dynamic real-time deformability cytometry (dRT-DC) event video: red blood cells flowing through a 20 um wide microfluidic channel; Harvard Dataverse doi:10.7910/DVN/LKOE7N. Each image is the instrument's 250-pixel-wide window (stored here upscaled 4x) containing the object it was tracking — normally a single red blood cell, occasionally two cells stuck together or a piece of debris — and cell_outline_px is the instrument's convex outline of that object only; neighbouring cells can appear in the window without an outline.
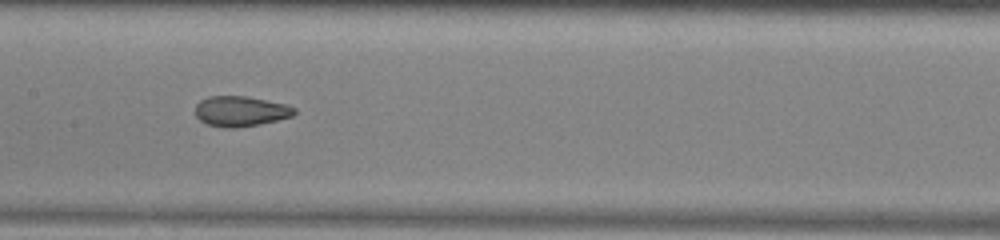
{"species": "common noctule bat (a hibernating species)", "species_latin": "Nyctalus noctula", "temperature_condition": "warm", "stored_images_in_passage": 38, "camera_frame_rate_fps": 3000, "um_per_image_px": 0.085, "animal": {"sex": "male", "body_mass_g": 13.0, "forearm_length_mm": 53.1}, "frame": {"image": 1, "passage_image": 12, "time_ms": 3.667, "image_size_px": [1000, 240], "cell_outline_px": [[296, 112], [292, 116], [260, 124], [232, 128], [224, 128], [204, 124], [196, 116], [196, 104], [200, 100], [208, 96], [248, 96], [284, 104], [296, 108]], "centroid_in_image_um": [20.41, 9.45], "position_along_channel_um": 187.0, "area_um2": 17.51}, "authors_computed_cell_mechanics": {"area_um2": 18.9295, "velocity_mm_per_s": 3.9588, "shape_relaxation_time_tau1_ms": null, "shape_relaxation_time_tau2_ms": 1.975, "deformation_change_tau1": null, "deformation_change_tau2": 0.0625}}